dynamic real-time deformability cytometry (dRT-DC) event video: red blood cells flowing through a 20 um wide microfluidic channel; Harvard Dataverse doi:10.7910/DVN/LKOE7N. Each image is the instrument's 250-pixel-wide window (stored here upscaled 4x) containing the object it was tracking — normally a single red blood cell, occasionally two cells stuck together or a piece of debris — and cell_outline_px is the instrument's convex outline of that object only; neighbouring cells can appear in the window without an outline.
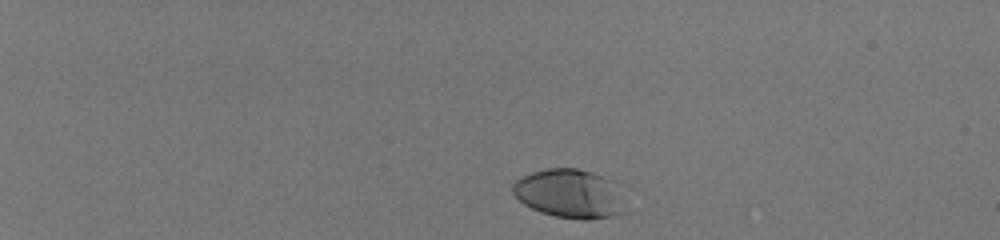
{"species": "human", "species_latin": "Homo sapiens", "temperature_condition": "room temperature", "stored_images_in_passage": 43, "camera_frame_rate_fps": 3000, "um_per_image_px": 0.085, "donor": {"sex": "male"}, "frame": {"image": 1, "passage_image": 1, "time_ms": 0.0, "image_size_px": [1000, 240], "cell_outline_px": [[624, 212], [608, 216], [588, 220], [580, 220], [556, 216], [540, 212], [524, 204], [512, 192], [512, 184], [516, 180], [532, 172], [548, 168], [580, 168], [592, 172], [612, 180]], "centroid_in_image_um": [48.34, 16.45], "position_along_channel_um": 36.7, "area_um2": 31.44}}
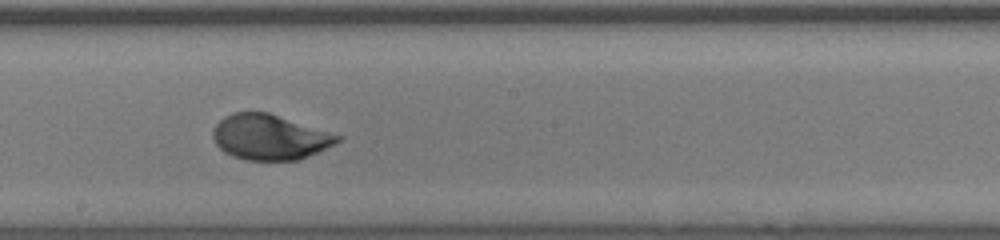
{"frame": {"image": 2, "passage_image": 24, "time_ms": 7.667, "image_size_px": [1000, 240], "cell_outline_px": [[344, 136], [340, 140], [308, 156], [296, 160], [244, 160], [232, 156], [224, 152], [216, 144], [212, 136], [212, 132], [216, 124], [224, 116], [232, 112], [268, 112]], "centroid_in_image_um": [22.89, 11.65], "position_along_channel_um": 225.3, "area_um2": 32.77}}
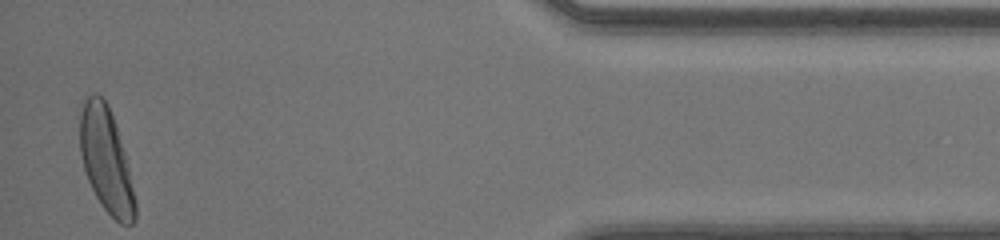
{"frame": {"image": 3, "passage_image": 42, "time_ms": 13.667, "image_size_px": [1000, 240], "cell_outline_px": [[136, 220], [132, 224], [120, 224], [104, 208], [96, 196], [88, 180], [84, 168], [80, 152], [80, 112], [84, 96], [92, 92], [96, 92], [108, 104], [116, 124], [124, 152], [136, 200]], "centroid_in_image_um": [9.01, 13.58], "position_along_channel_um": 426.2, "area_um2": 33.58}, "authors_computed_cell_mechanics": {"area_um2": 32.7726, "velocity_mm_per_s": 4.0916, "shape_relaxation_time_tau1_ms": 2.5719, "shape_relaxation_time_tau2_ms": null, "deformation_change_tau1": 0.1717, "deformation_change_tau2": null}}